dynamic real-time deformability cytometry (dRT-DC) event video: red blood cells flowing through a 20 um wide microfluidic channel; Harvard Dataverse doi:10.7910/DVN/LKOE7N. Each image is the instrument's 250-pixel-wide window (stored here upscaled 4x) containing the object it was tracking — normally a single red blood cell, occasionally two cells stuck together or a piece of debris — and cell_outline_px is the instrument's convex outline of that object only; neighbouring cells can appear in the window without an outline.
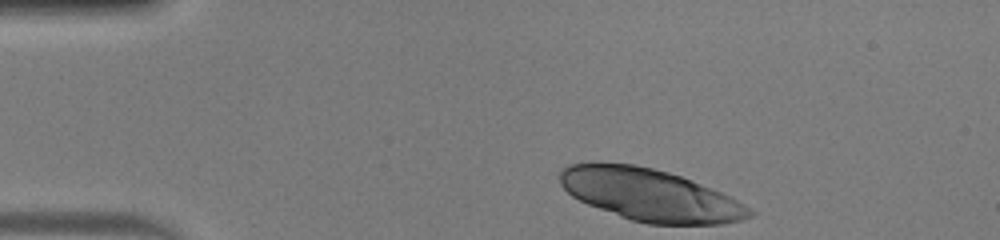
{"species": "human", "species_latin": "Homo sapiens", "temperature_condition": "warm", "stored_images_in_passage": 35, "camera_frame_rate_fps": 3000, "um_per_image_px": 0.085, "donor": {"sex": "male"}, "frame": {"image": 1, "passage_image": 1, "time_ms": 0.0, "image_size_px": [1000, 240], "cell_outline_px": [[756, 212], [752, 216], [740, 220], [724, 224], [648, 224], [632, 220], [620, 216], [588, 204], [572, 196], [560, 184], [560, 172], [568, 164], [632, 164], [652, 168], [668, 172], [692, 180], [720, 192], [752, 208]], "centroid_in_image_um": [55.29, 16.59], "position_along_channel_um": 29.7, "area_um2": 56.82}}